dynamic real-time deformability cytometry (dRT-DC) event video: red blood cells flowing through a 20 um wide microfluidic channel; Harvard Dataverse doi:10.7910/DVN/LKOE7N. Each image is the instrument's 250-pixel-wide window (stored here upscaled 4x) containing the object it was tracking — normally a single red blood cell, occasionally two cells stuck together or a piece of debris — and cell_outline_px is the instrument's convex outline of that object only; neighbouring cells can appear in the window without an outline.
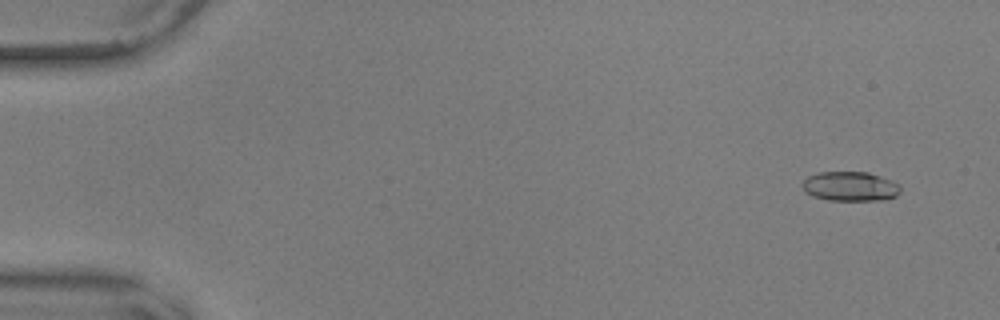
{"species": "common noctule bat (a hibernating species)", "species_latin": "Nyctalus noctula", "temperature_condition": "warm", "stored_images_in_passage": 8, "camera_frame_rate_fps": 3000, "um_per_image_px": 0.085, "animal": {"sex": "male", "body_mass_g": 17.9, "forearm_length_mm": 54.2}, "frame": {"image": 1, "passage_image": 3, "time_ms": 0.667, "image_size_px": [1000, 320], "cell_outline_px": [[900, 192], [896, 196], [884, 200], [828, 200], [812, 196], [804, 192], [800, 184], [808, 176], [820, 172], [868, 172], [880, 176], [900, 184]], "centroid_in_image_um": [72.24, 15.84], "position_along_channel_um": 12.8, "area_um2": 16.99}}